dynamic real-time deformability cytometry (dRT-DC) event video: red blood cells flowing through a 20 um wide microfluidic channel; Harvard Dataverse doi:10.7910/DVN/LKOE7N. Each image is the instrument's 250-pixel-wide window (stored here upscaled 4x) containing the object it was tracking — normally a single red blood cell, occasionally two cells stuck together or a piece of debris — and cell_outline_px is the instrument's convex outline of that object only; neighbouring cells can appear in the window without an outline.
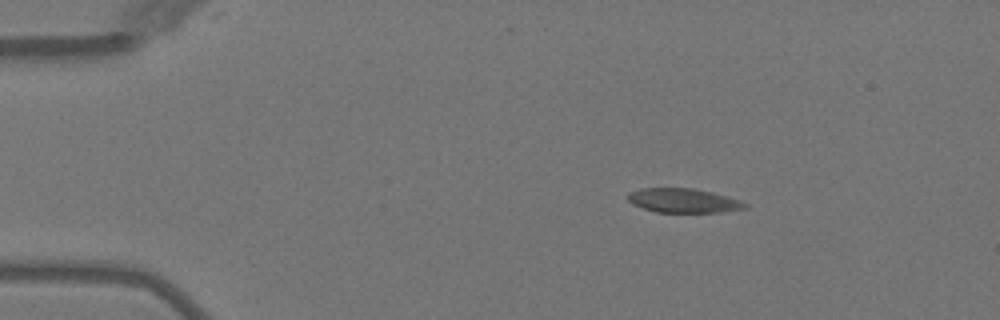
{"species": "Egyptian fruit bat (a non-hibernating species)", "species_latin": "Rousettus aegyptiacus", "temperature_condition": "warm", "stored_images_in_passage": 5, "camera_frame_rate_fps": 3000, "um_per_image_px": 0.085, "animal": {"sex": "female"}, "frame": {"image": 1, "passage_image": 2, "time_ms": 1.333, "image_size_px": [1000, 320], "cell_outline_px": [[748, 208], [720, 212], [656, 212], [632, 204], [628, 200], [628, 192], [640, 188], [692, 188], [712, 192], [740, 200], [748, 204]], "centroid_in_image_um": [58.09, 17.04], "position_along_channel_um": 26.9, "area_um2": 16.53}}
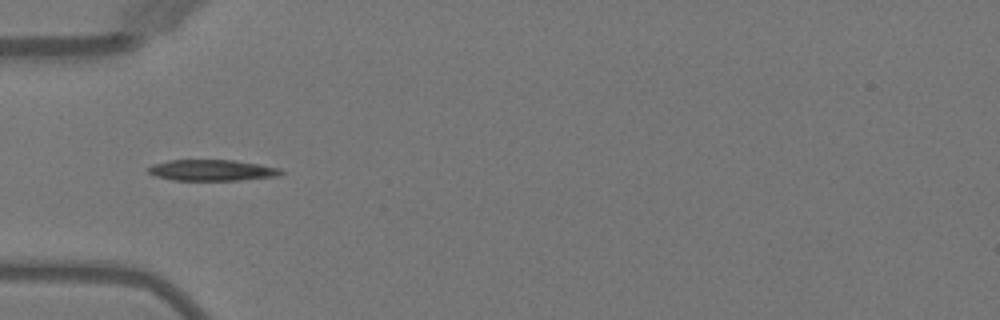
{"frame": {"image": 2, "passage_image": 4, "time_ms": 4.0, "image_size_px": [1000, 320], "cell_outline_px": [[284, 172], [280, 176], [240, 180], [172, 180], [156, 176], [148, 172], [148, 168], [152, 164], [168, 160], [236, 160], [260, 164], [280, 168]], "centroid_in_image_um": [18.05, 14.47], "position_along_channel_um": 67.0, "area_um2": 16.42}}
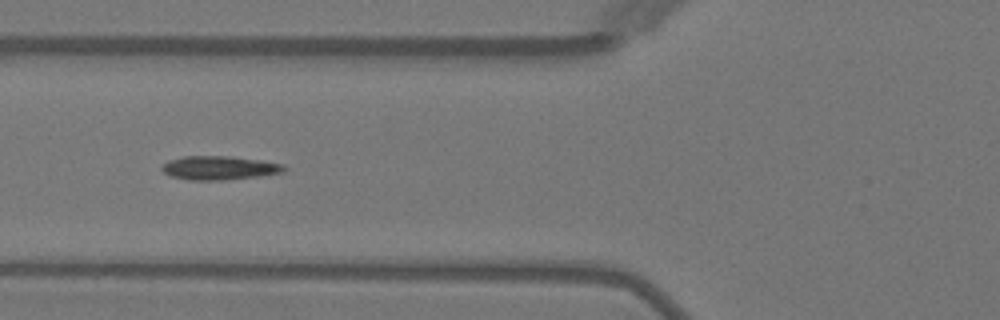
{"frame": {"image": 3, "passage_image": 5, "time_ms": 5.0, "image_size_px": [1000, 320], "cell_outline_px": [[288, 168], [284, 172], [260, 176], [224, 180], [188, 180], [172, 176], [164, 172], [160, 168], [168, 160], [184, 156], [228, 156], [260, 160], [284, 164]], "centroid_in_image_um": [18.67, 14.27], "position_along_channel_um": 107.1, "area_um2": 16.99}}